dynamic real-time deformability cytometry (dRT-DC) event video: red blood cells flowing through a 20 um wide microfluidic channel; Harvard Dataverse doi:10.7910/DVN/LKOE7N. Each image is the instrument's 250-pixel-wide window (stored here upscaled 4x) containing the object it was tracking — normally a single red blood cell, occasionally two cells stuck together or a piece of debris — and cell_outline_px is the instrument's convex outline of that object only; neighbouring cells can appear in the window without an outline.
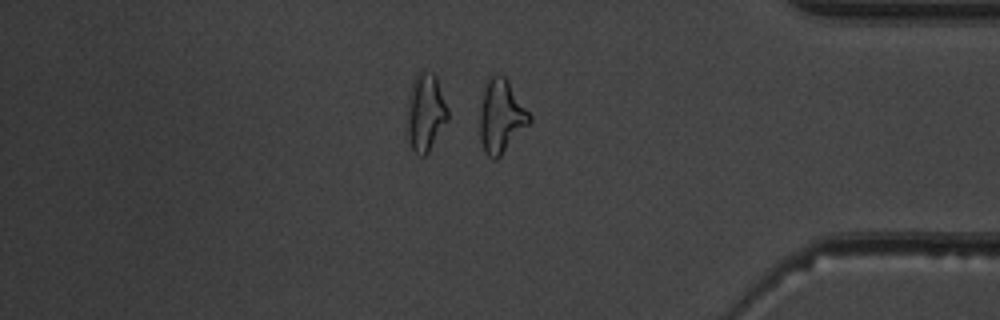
{"species": "common noctule bat (a hibernating species)", "species_latin": "Nyctalus noctula", "temperature_condition": "warm", "stored_images_in_passage": 50, "camera_frame_rate_fps": 3000, "um_per_image_px": 0.085, "animal": {"sex": "male", "body_mass_g": 19.5, "forearm_length_mm": 54.6}, "frame": {"image": 1, "passage_image": 43, "time_ms": 14.0, "image_size_px": [1000, 320], "cell_outline_px": [[532, 120], [500, 156], [496, 160], [492, 160], [484, 152], [480, 140], [480, 108], [484, 80], [496, 72], [500, 72], [508, 80], [532, 116]], "centroid_in_image_um": [42.57, 9.83], "position_along_channel_um": 392.6, "area_um2": 21.56}, "authors_computed_cell_mechanics": {"area_um2": 21.0681, "velocity_mm_per_s": 4.0221, "shape_relaxation_time_tau1_ms": 7.6578, "shape_relaxation_time_tau2_ms": 2.6419, "deformation_change_tau1": 0.2357, "deformation_change_tau2": 0.1415}}